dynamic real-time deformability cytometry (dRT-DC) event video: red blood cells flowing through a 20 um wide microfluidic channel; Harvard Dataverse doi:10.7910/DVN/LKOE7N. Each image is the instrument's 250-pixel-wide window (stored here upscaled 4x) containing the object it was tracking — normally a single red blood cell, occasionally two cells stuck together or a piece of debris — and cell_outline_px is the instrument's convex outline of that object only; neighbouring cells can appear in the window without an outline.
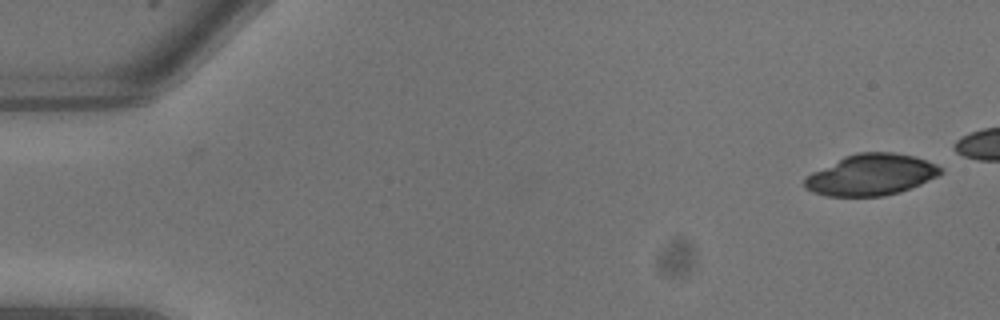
{"species": "common noctule bat (a hibernating species)", "species_latin": "Nyctalus noctula", "temperature_condition": "warm", "stored_images_in_passage": 4, "camera_frame_rate_fps": 3000, "um_per_image_px": 0.085, "animal": {"sex": "male", "body_mass_g": 13.3}, "frame": {"image": 1, "passage_image": 4, "time_ms": 1.0, "image_size_px": [1000, 320], "cell_outline_px": [[944, 172], [920, 184], [900, 192], [884, 196], [828, 196], [812, 192], [804, 188], [804, 176], [844, 156], [856, 152], [892, 152], [916, 156], [936, 164], [944, 168]], "centroid_in_image_um": [74.03, 14.85], "position_along_channel_um": 11.0, "area_um2": 32.89}}